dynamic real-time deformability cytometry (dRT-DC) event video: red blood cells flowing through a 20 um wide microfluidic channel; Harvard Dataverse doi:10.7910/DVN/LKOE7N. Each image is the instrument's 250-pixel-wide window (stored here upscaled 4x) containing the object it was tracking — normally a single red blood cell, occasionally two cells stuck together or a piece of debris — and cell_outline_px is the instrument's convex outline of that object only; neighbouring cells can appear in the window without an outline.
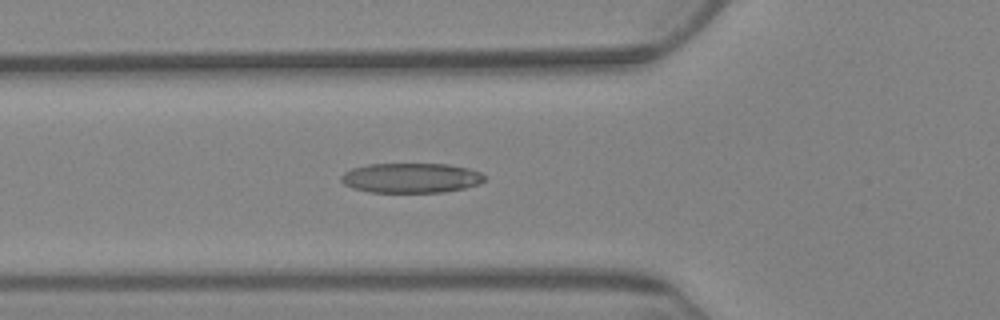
{"species": "Egyptian fruit bat (a non-hibernating species)", "species_latin": "Rousettus aegyptiacus", "temperature_condition": "warm", "stored_images_in_passage": 7, "camera_frame_rate_fps": 3000, "um_per_image_px": 0.085, "animal": {"sex": "female"}, "frame": {"image": 1, "passage_image": 7, "time_ms": 7.0, "image_size_px": [1000, 320], "cell_outline_px": [[484, 180], [480, 184], [464, 188], [444, 192], [368, 192], [352, 188], [344, 184], [340, 180], [340, 176], [344, 172], [352, 168], [368, 164], [448, 164], [468, 168], [480, 172], [484, 176]], "centroid_in_image_um": [34.91, 15.12], "position_along_channel_um": 90.9, "area_um2": 25.03}}